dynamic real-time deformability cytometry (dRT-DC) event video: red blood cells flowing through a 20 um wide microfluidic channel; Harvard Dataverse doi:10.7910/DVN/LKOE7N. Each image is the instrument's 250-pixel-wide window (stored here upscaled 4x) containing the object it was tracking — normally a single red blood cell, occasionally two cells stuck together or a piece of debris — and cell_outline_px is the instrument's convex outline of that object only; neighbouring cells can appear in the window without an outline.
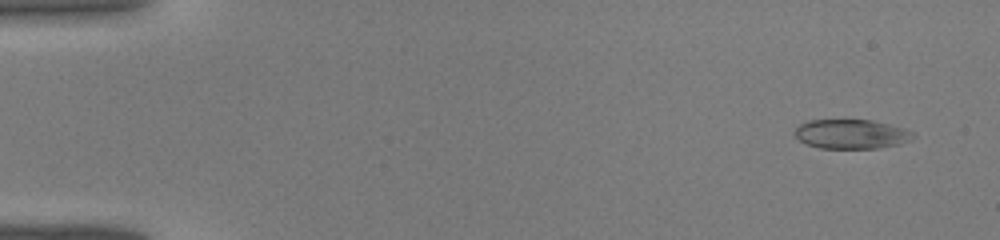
{"species": "common noctule bat (a hibernating species)", "species_latin": "Nyctalus noctula", "temperature_condition": "warm", "stored_images_in_passage": 13, "camera_frame_rate_fps": 3000, "um_per_image_px": 0.085, "animal": {"sex": "male", "body_mass_g": 19.0, "forearm_length_mm": 50.8}, "frame": {"image": 1, "passage_image": 3, "time_ms": 0.667, "image_size_px": [1000, 240], "cell_outline_px": [[916, 136], [912, 140], [900, 144], [880, 148], [820, 148], [808, 144], [800, 140], [792, 132], [800, 124], [808, 120], [872, 120], [904, 128], [912, 132]], "centroid_in_image_um": [72.38, 11.39], "position_along_channel_um": 12.6, "area_um2": 20.29}}